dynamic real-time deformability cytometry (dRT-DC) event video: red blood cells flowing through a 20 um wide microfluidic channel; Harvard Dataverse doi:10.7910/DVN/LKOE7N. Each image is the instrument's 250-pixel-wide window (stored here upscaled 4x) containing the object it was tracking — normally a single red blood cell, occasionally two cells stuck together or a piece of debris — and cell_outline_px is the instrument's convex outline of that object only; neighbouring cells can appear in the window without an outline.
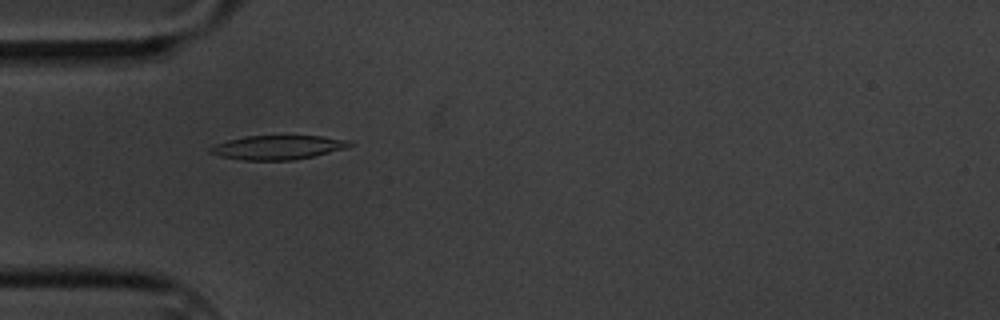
{"species": "common noctule bat (a hibernating species)", "species_latin": "Nyctalus noctula", "temperature_condition": "cold", "stored_images_in_passage": 6, "camera_frame_rate_fps": 3000, "um_per_image_px": 0.085, "animal": {"sex": "male", "body_mass_g": 20.1, "forearm_length_mm": 53.5}, "frame": {"image": 1, "passage_image": 5, "time_ms": 4.667, "image_size_px": [1000, 320], "cell_outline_px": [[356, 144], [344, 148], [312, 156], [292, 160], [244, 160], [220, 156], [208, 152], [208, 148], [216, 144], [228, 140], [244, 136], [320, 136], [352, 140]], "centroid_in_image_um": [23.61, 12.52], "position_along_channel_um": 61.4, "area_um2": 19.48}}
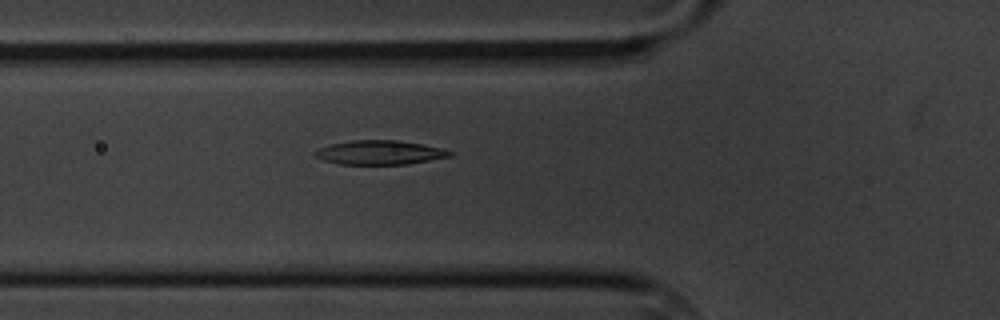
{"frame": {"image": 2, "passage_image": 6, "time_ms": 5.667, "image_size_px": [1000, 320], "cell_outline_px": [[452, 156], [408, 164], [340, 164], [324, 160], [316, 156], [316, 152], [320, 148], [332, 144], [352, 140], [396, 140], [420, 144], [440, 148], [452, 152]], "centroid_in_image_um": [32.3, 12.96], "position_along_channel_um": 93.5, "area_um2": 18.55}}